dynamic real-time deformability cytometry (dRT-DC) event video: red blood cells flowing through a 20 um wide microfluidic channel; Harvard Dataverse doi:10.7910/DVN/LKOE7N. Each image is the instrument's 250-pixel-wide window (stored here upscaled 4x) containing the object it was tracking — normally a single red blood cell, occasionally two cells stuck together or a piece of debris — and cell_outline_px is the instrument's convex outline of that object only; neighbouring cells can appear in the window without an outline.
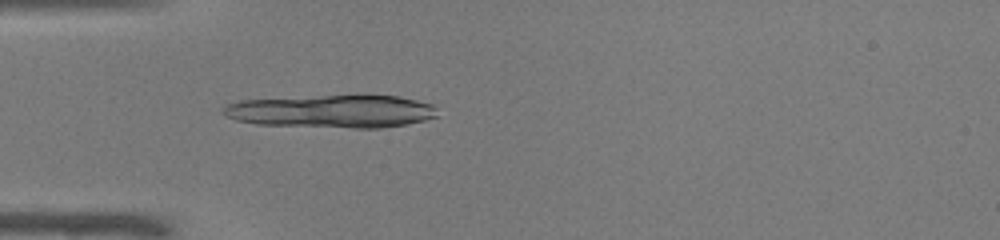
{"species": "common noctule bat (a hibernating species)", "species_latin": "Nyctalus noctula", "temperature_condition": "warm", "stored_images_in_passage": 50, "camera_frame_rate_fps": 3000, "um_per_image_px": 0.085, "animal": {"sex": "male", "body_mass_g": 19.0, "forearm_length_mm": 50.8}, "frame": {"image": 1, "passage_image": 15, "time_ms": 4.667, "image_size_px": [1000, 240], "cell_outline_px": [[436, 116], [424, 120], [384, 128], [352, 128], [256, 124], [236, 120], [224, 116], [220, 108], [224, 104], [240, 100], [324, 96], [400, 96], [432, 104], [436, 108]], "centroid_in_image_um": [28.15, 9.47], "position_along_channel_um": 56.8, "area_um2": 40.92}}